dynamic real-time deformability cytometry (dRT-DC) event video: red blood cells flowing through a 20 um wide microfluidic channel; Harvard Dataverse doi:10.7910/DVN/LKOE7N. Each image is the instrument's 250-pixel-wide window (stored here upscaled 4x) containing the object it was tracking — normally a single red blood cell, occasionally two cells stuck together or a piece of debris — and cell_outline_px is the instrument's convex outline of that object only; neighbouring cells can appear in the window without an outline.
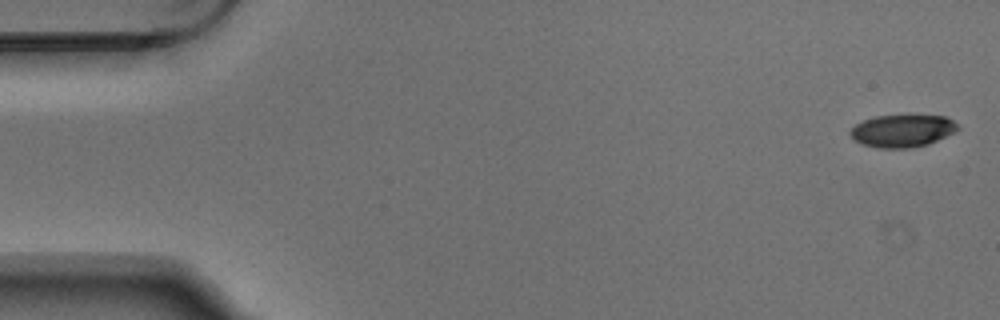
{"species": "Egyptian fruit bat (a non-hibernating species)", "species_latin": "Rousettus aegyptiacus", "temperature_condition": "warm", "stored_images_in_passage": 4, "camera_frame_rate_fps": 3000, "um_per_image_px": 0.085, "animal": {"sex": "male"}, "frame": {"image": 1, "passage_image": 1, "time_ms": 0.0, "image_size_px": [1000, 320], "cell_outline_px": [[960, 128], [928, 144], [912, 148], [880, 148], [864, 144], [852, 140], [848, 132], [856, 124], [872, 116], [908, 112], [912, 112], [944, 116], [952, 120]], "centroid_in_image_um": [76.67, 11.05], "position_along_channel_um": 8.3, "area_um2": 21.15}}
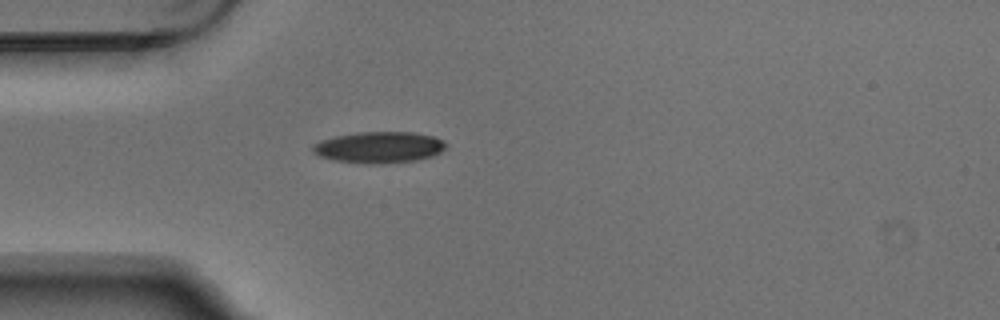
{"frame": {"image": 2, "passage_image": 4, "time_ms": 1.0, "image_size_px": [1000, 320], "cell_outline_px": [[448, 144], [440, 152], [432, 156], [416, 160], [380, 164], [372, 164], [332, 160], [320, 156], [312, 152], [312, 144], [320, 140], [336, 136], [356, 132], [412, 132], [432, 136], [444, 140]], "centroid_in_image_um": [32.2, 12.52], "position_along_channel_um": 52.8, "area_um2": 24.39}}